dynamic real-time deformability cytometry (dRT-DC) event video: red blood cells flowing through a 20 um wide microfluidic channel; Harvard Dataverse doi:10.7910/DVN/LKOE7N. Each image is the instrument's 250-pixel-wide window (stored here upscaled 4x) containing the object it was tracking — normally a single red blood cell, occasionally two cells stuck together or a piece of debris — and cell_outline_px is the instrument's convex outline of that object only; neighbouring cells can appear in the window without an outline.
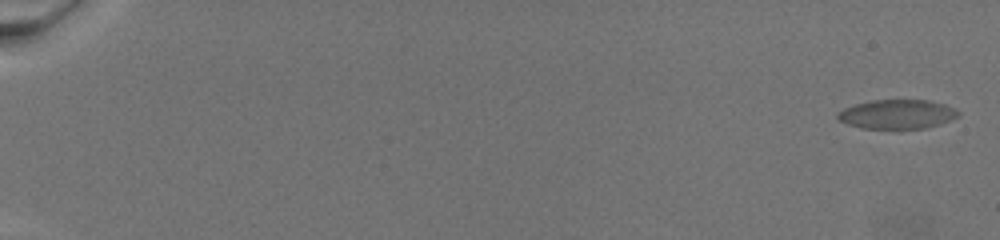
{"species": "common noctule bat (a hibernating species)", "species_latin": "Nyctalus noctula", "temperature_condition": "warm", "stored_images_in_passage": 78, "camera_frame_rate_fps": 3000, "um_per_image_px": 0.085, "animal": {"sex": "female", "body_mass_g": 19.5, "forearm_length_mm": 54.1}, "frame": {"image": 1, "passage_image": 2, "time_ms": 0.333, "image_size_px": [1000, 240], "cell_outline_px": [[960, 112], [956, 116], [948, 120], [924, 128], [864, 128], [848, 124], [840, 120], [836, 116], [836, 112], [844, 108], [856, 104], [876, 100], [928, 100], [944, 104], [956, 108]], "centroid_in_image_um": [76.23, 9.69], "position_along_channel_um": 8.8, "area_um2": 20.11}}
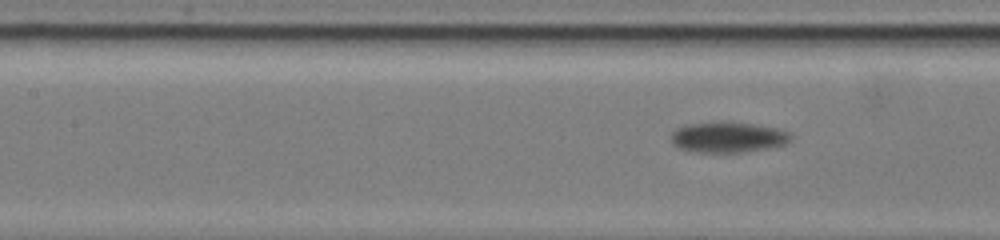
{"frame": {"image": 2, "passage_image": 40, "time_ms": 13.0, "image_size_px": [1000, 240], "cell_outline_px": [[792, 136], [784, 144], [768, 148], [744, 152], [688, 152], [676, 148], [672, 144], [672, 132], [676, 128], [684, 124], [724, 120], [732, 120], [776, 128], [788, 132]], "centroid_in_image_um": [61.79, 11.64], "position_along_channel_um": 145.6, "area_um2": 21.91}}
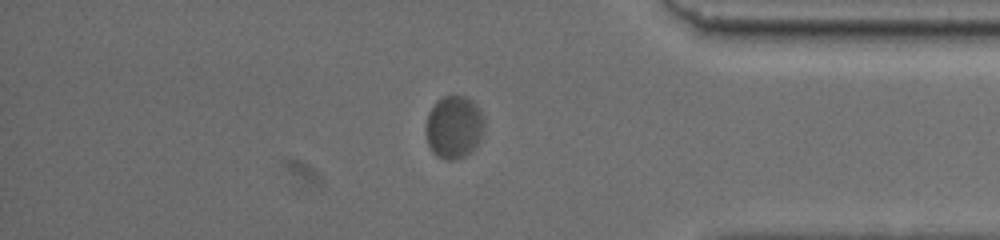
{"frame": {"image": 3, "passage_image": 68, "time_ms": 22.333, "image_size_px": [1000, 240], "cell_outline_px": [[484, 128], [480, 140], [476, 148], [464, 156], [452, 160], [444, 160], [436, 156], [432, 152], [428, 144], [428, 112], [436, 100], [444, 96], [464, 96], [472, 100], [476, 104], [480, 112], [484, 124]], "centroid_in_image_um": [38.6, 10.81], "position_along_channel_um": 396.6, "area_um2": 21.21}}